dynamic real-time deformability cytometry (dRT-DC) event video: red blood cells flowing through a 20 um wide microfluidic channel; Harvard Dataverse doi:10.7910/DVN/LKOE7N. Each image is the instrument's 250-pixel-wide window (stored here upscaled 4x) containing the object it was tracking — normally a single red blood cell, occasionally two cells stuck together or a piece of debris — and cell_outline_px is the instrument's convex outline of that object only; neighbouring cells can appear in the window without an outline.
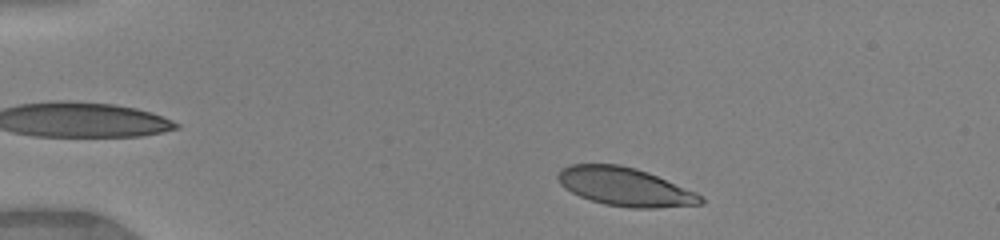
{"species": "human", "species_latin": "Homo sapiens", "temperature_condition": "warm", "stored_images_in_passage": 37, "camera_frame_rate_fps": 3000, "um_per_image_px": 0.085, "donor": {"sex": "female"}, "frame": {"image": 1, "passage_image": 3, "time_ms": 0.667, "image_size_px": [1000, 240], "cell_outline_px": [[704, 204], [656, 208], [632, 208], [604, 204], [580, 196], [564, 188], [560, 184], [556, 176], [560, 168], [568, 164], [620, 164], [636, 168], [648, 172], [696, 192], [704, 196]], "centroid_in_image_um": [53.12, 15.87], "position_along_channel_um": 31.9, "area_um2": 32.19}}
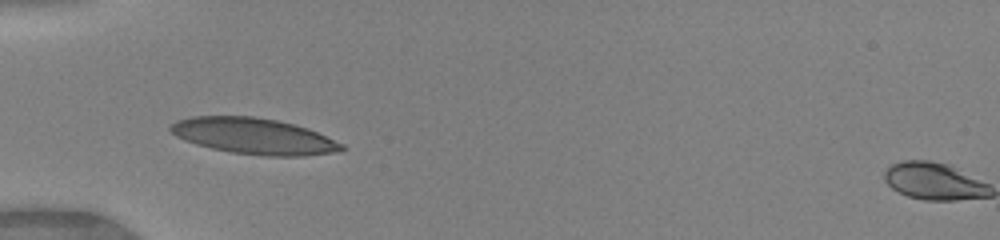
{"frame": {"image": 2, "passage_image": 10, "time_ms": 3.0, "image_size_px": [1000, 240], "cell_outline_px": [[344, 148], [332, 152], [304, 156], [268, 156], [232, 152], [212, 148], [196, 144], [184, 140], [176, 136], [168, 128], [176, 120], [192, 116], [252, 116], [276, 120], [296, 124], [308, 128], [344, 144]], "centroid_in_image_um": [21.55, 11.56], "position_along_channel_um": 63.4, "area_um2": 35.78}}
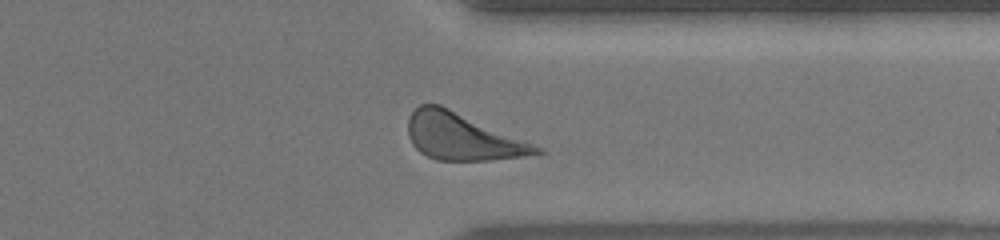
{"frame": {"image": 3, "passage_image": 33, "time_ms": 10.667, "image_size_px": [1000, 240], "cell_outline_px": [[544, 152], [524, 156], [488, 160], [436, 160], [420, 152], [412, 144], [408, 136], [408, 116], [420, 104], [440, 104], [528, 140], [544, 148]], "centroid_in_image_um": [39.33, 11.6], "position_along_channel_um": 372.1, "area_um2": 35.32}, "authors_computed_cell_mechanics": {"area_um2": 34.5066, "velocity_mm_per_s": 4.075, "shape_relaxation_time_tau1_ms": 2.4873, "shape_relaxation_time_tau2_ms": null, "deformation_change_tau1": 0.1493, "deformation_change_tau2": null}}